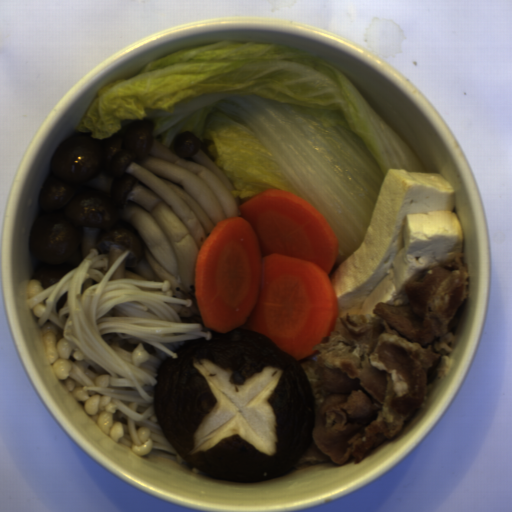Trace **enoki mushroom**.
Listing matches in <instances>:
<instances>
[{
	"label": "enoki mushroom",
	"mask_w": 512,
	"mask_h": 512,
	"mask_svg": "<svg viewBox=\"0 0 512 512\" xmlns=\"http://www.w3.org/2000/svg\"><path fill=\"white\" fill-rule=\"evenodd\" d=\"M129 254L124 251L109 268L108 255L91 248L47 288L34 277L27 302L57 377L117 445L140 458L164 450L206 473L170 444L154 396L163 361L177 358L174 351L186 342L209 341L217 330L205 326L193 299L173 296L170 280H110Z\"/></svg>",
	"instance_id": "cea9216a"
}]
</instances>
